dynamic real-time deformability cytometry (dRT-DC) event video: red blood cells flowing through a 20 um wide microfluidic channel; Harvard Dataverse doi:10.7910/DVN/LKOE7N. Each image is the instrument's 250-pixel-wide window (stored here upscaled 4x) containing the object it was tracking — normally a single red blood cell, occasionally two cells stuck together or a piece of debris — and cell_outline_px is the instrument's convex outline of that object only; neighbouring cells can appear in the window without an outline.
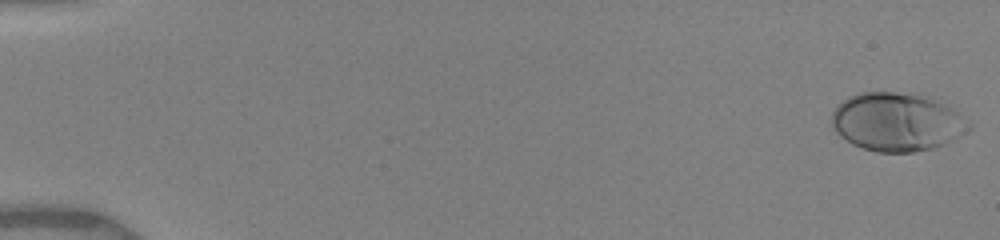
{"species": "human", "species_latin": "Homo sapiens", "temperature_condition": "warm", "stored_images_in_passage": 7, "camera_frame_rate_fps": 3000, "um_per_image_px": 0.085, "donor": {"sex": "female"}, "frame": {"image": 1, "passage_image": 1, "time_ms": 0.0, "image_size_px": [1000, 240], "cell_outline_px": [[972, 128], [960, 136], [944, 144], [932, 148], [912, 152], [876, 152], [852, 144], [840, 136], [836, 132], [832, 124], [832, 112], [836, 104], [848, 96], [860, 92], [892, 92], [940, 96], [968, 120], [972, 124]], "centroid_in_image_um": [76.29, 10.33], "position_along_channel_um": 8.7, "area_um2": 47.69}}
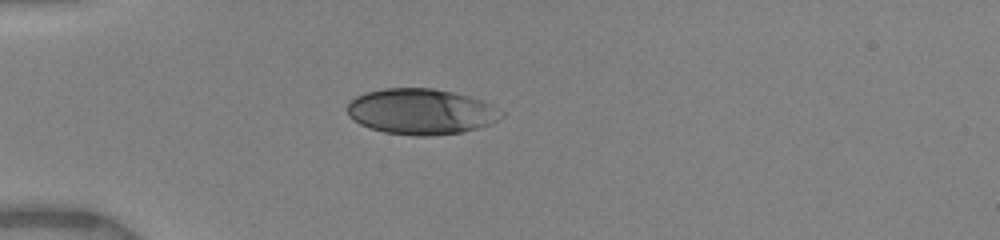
{"frame": {"image": 2, "passage_image": 6, "time_ms": 4.667, "image_size_px": [1000, 240], "cell_outline_px": [[504, 116], [488, 124], [476, 128], [460, 132], [432, 136], [416, 136], [384, 132], [360, 124], [352, 120], [348, 116], [348, 104], [356, 96], [368, 92], [384, 88], [432, 88], [472, 96], [484, 100], [504, 112]], "centroid_in_image_um": [35.8, 9.48], "position_along_channel_um": 49.2, "area_um2": 41.04}}